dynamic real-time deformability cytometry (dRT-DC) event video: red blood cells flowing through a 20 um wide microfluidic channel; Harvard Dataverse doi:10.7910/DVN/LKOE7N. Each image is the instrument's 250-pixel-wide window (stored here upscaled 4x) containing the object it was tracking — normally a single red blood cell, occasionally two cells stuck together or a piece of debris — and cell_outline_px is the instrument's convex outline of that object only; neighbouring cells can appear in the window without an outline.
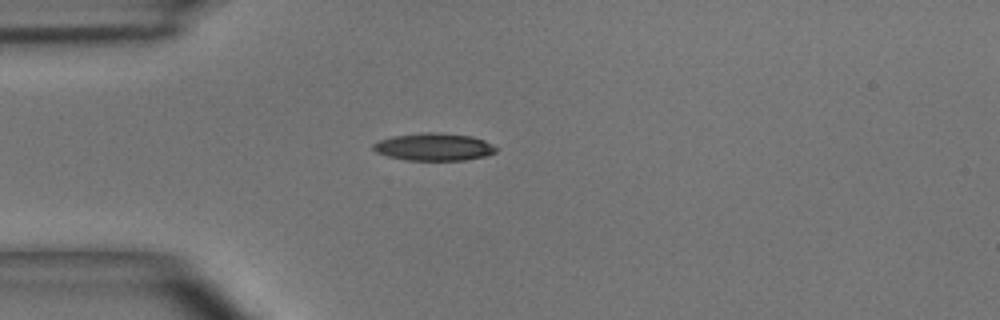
{"species": "common noctule bat (a hibernating species)", "species_latin": "Nyctalus noctula", "temperature_condition": "room temperature", "stored_images_in_passage": 1, "camera_frame_rate_fps": 3000, "um_per_image_px": 0.085, "animal": {"sex": "male", "body_mass_g": 15.6}, "frame": {"image": 1, "passage_image": 1, "time_ms": 0.0, "image_size_px": [1000, 320], "cell_outline_px": [[496, 152], [484, 156], [464, 160], [408, 160], [388, 156], [376, 152], [372, 148], [372, 144], [380, 140], [392, 136], [420, 132], [436, 132], [472, 136], [484, 140], [492, 144], [496, 148]], "centroid_in_image_um": [36.86, 12.47], "position_along_channel_um": 48.1, "area_um2": 19.65}}